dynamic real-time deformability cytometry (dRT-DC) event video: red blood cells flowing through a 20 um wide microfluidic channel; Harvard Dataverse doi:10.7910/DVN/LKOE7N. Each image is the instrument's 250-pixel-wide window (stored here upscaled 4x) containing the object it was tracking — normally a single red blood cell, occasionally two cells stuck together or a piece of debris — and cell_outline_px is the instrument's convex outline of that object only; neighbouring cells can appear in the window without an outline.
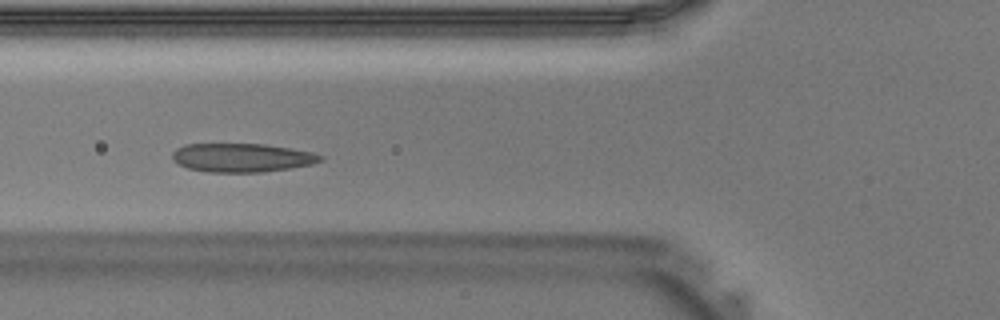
{"species": "Egyptian fruit bat (a non-hibernating species)", "species_latin": "Rousettus aegyptiacus", "temperature_condition": "warm", "stored_images_in_passage": 40, "camera_frame_rate_fps": 3000, "um_per_image_px": 0.085, "animal": {"sex": "male"}, "frame": {"image": 1, "passage_image": 14, "time_ms": 4.333, "image_size_px": [1000, 320], "cell_outline_px": [[324, 160], [312, 164], [264, 172], [204, 172], [188, 168], [176, 164], [172, 160], [172, 152], [176, 148], [184, 144], [264, 144], [312, 152], [324, 156]], "centroid_in_image_um": [20.51, 13.4], "position_along_channel_um": 105.3, "area_um2": 24.91}}
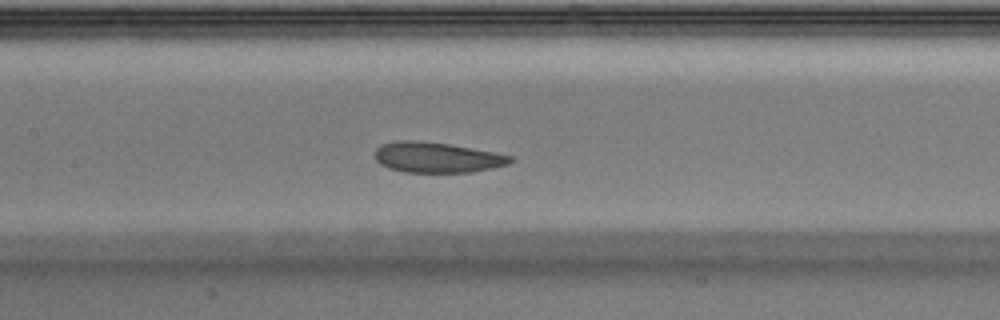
{"frame": {"image": 2, "passage_image": 18, "time_ms": 5.667, "image_size_px": [1000, 320], "cell_outline_px": [[512, 160], [508, 164], [492, 168], [472, 172], [404, 172], [388, 168], [380, 164], [376, 160], [376, 148], [380, 144], [396, 140], [412, 140], [448, 144], [492, 152], [512, 156]], "centroid_in_image_um": [37.09, 13.38], "position_along_channel_um": 170.3, "area_um2": 23.81}}
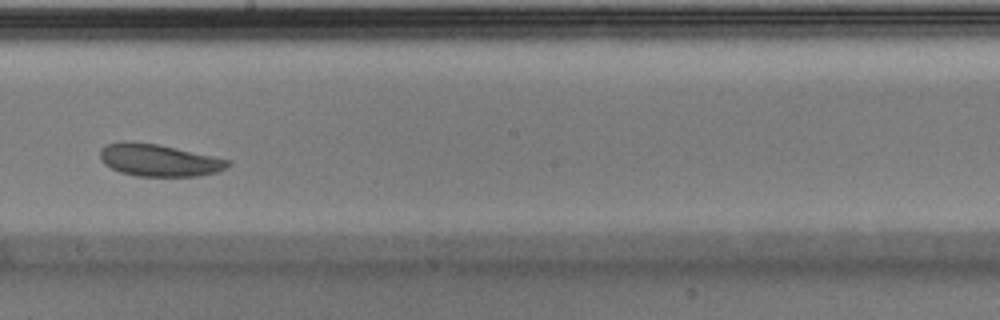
{"frame": {"image": 3, "passage_image": 22, "time_ms": 7.0, "image_size_px": [1000, 320], "cell_outline_px": [[232, 164], [220, 172], [200, 176], [136, 176], [120, 172], [104, 164], [100, 160], [100, 148], [104, 144], [124, 140], [128, 140], [156, 144], [232, 160]], "centroid_in_image_um": [13.5, 13.61], "position_along_channel_um": 234.7, "area_um2": 24.33}}